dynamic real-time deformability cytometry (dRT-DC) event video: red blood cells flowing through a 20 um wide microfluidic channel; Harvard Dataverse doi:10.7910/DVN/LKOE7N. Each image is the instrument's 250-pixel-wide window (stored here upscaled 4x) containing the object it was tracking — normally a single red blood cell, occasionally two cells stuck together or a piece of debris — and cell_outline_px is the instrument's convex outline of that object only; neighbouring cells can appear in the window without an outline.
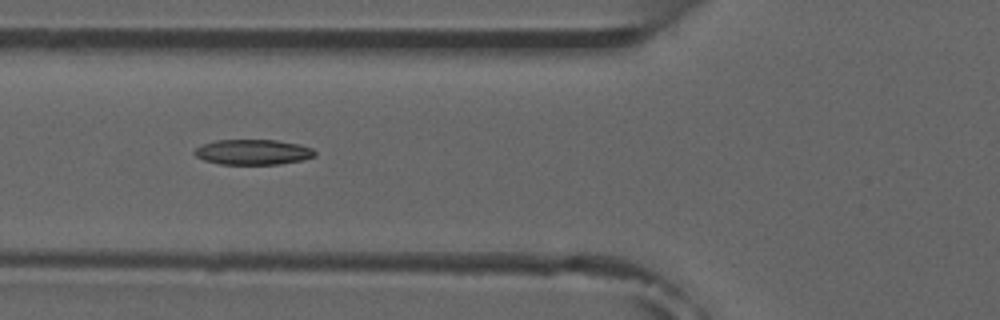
{"species": "common noctule bat (a hibernating species)", "species_latin": "Nyctalus noctula", "temperature_condition": "room temperature", "stored_images_in_passage": 8, "camera_frame_rate_fps": 3000, "um_per_image_px": 0.085, "animal": {"sex": "male", "forearm_length_mm": 52.5}, "frame": {"image": 1, "passage_image": 6, "time_ms": 6.333, "image_size_px": [1000, 320], "cell_outline_px": [[316, 156], [304, 160], [280, 164], [220, 164], [204, 160], [196, 156], [192, 152], [200, 144], [216, 140], [276, 140], [300, 144], [312, 148], [316, 152]], "centroid_in_image_um": [21.51, 12.92], "position_along_channel_um": 104.3, "area_um2": 17.92}}
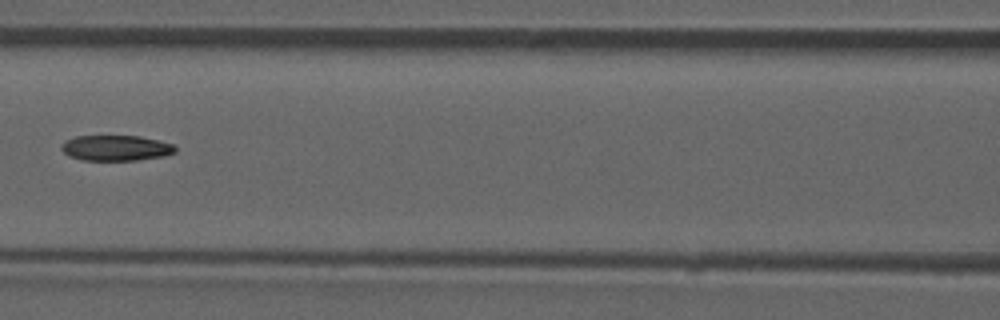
{"frame": {"image": 2, "passage_image": 7, "time_ms": 7.667, "image_size_px": [1000, 320], "cell_outline_px": [[176, 152], [164, 156], [136, 160], [80, 160], [68, 156], [60, 148], [64, 140], [76, 136], [140, 136], [172, 144], [176, 148]], "centroid_in_image_um": [9.81, 12.58], "position_along_channel_um": 156.8, "area_um2": 16.94}}